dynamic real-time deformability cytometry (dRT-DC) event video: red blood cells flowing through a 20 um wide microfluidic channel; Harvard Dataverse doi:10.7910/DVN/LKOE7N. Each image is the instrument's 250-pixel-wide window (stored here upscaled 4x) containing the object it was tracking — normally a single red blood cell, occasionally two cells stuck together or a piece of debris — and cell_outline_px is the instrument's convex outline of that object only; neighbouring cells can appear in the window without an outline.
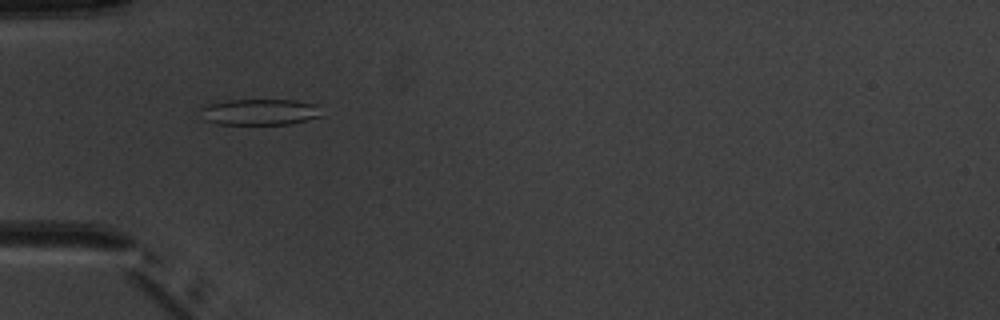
{"species": "common noctule bat (a hibernating species)", "species_latin": "Nyctalus noctula", "temperature_condition": "warm", "stored_images_in_passage": 3, "camera_frame_rate_fps": 3000, "um_per_image_px": 0.085, "animal": {"sex": "male", "body_mass_g": 20.1, "forearm_length_mm": 53.5}, "frame": {"image": 1, "passage_image": 1, "time_ms": 0.0, "image_size_px": [1000, 320], "cell_outline_px": [[320, 116], [288, 124], [216, 124], [204, 120], [200, 108], [224, 100], [292, 100], [316, 104]], "centroid_in_image_um": [22.02, 9.52], "position_along_channel_um": 63.0, "area_um2": 18.09}}
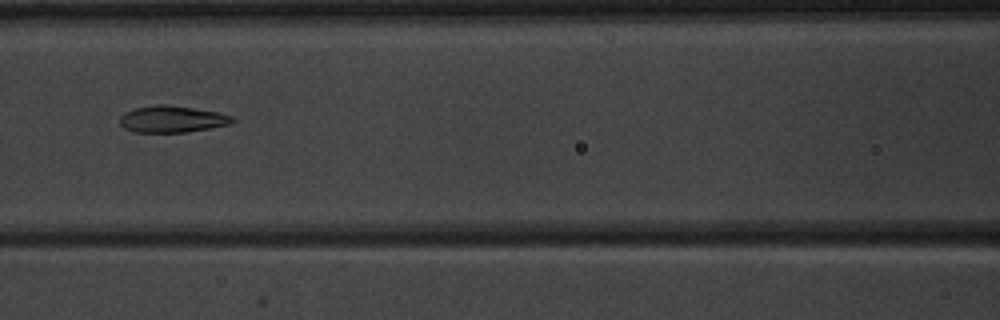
{"frame": {"image": 2, "passage_image": 3, "time_ms": 2.333, "image_size_px": [1000, 320], "cell_outline_px": [[236, 120], [228, 124], [208, 128], [184, 132], [132, 132], [124, 128], [120, 124], [120, 116], [124, 112], [136, 108], [156, 104], [164, 104], [220, 112], [232, 116]], "centroid_in_image_um": [14.59, 10.12], "position_along_channel_um": 152.0, "area_um2": 17.4}}